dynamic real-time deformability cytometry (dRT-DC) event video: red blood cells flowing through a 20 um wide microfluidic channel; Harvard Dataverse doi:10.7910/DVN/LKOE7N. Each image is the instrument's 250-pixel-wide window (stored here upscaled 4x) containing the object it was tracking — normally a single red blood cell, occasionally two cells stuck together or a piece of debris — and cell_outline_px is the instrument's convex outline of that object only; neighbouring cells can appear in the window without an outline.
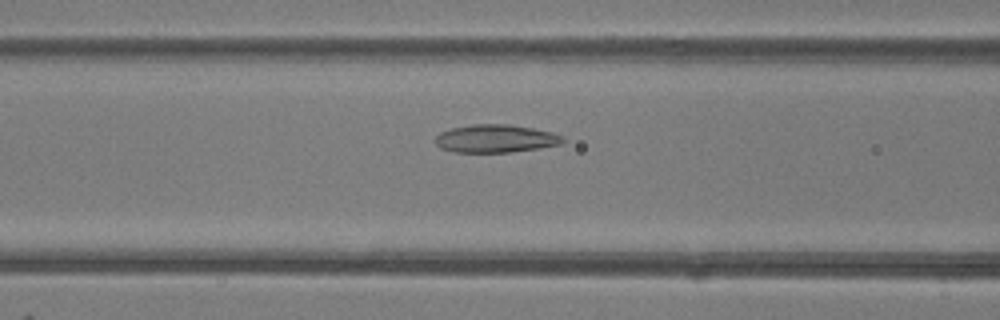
{"species": "common noctule bat (a hibernating species)", "species_latin": "Nyctalus noctula", "temperature_condition": "room temperature", "stored_images_in_passage": 50, "camera_frame_rate_fps": 3000, "um_per_image_px": 0.085, "animal": {"sex": "female"}, "frame": {"image": 1, "passage_image": 21, "time_ms": 6.667, "image_size_px": [1000, 320], "cell_outline_px": [[564, 144], [540, 148], [512, 152], [452, 152], [440, 148], [436, 144], [436, 136], [440, 132], [452, 128], [472, 124], [508, 124], [532, 128], [552, 132], [564, 136]], "centroid_in_image_um": [42.15, 11.78], "position_along_channel_um": 124.4, "area_um2": 20.92}}
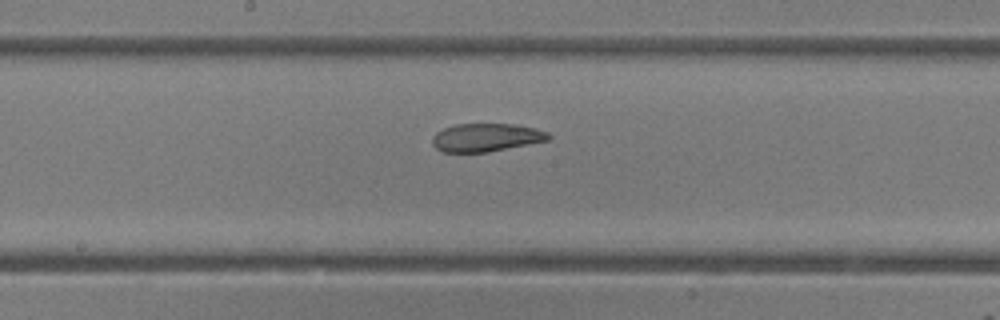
{"frame": {"image": 2, "passage_image": 27, "time_ms": 8.667, "image_size_px": [1000, 320], "cell_outline_px": [[552, 136], [548, 140], [488, 152], [444, 152], [436, 148], [432, 144], [432, 136], [436, 132], [444, 128], [456, 124], [520, 124], [536, 128], [548, 132]], "centroid_in_image_um": [41.33, 11.67], "position_along_channel_um": 206.9, "area_um2": 19.13}}
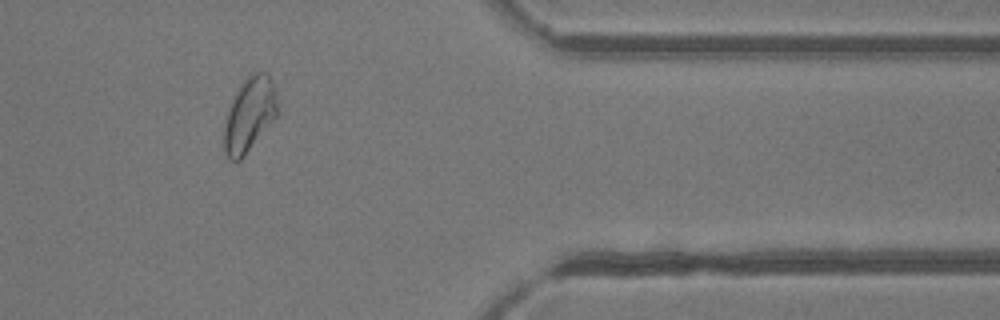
{"frame": {"image": 3, "passage_image": 42, "time_ms": 13.667, "image_size_px": [1000, 320], "cell_outline_px": [[276, 116], [244, 156], [236, 164], [224, 152], [224, 120], [232, 100], [240, 84], [248, 76], [256, 72], [268, 72], [276, 92]], "centroid_in_image_um": [21.17, 9.74], "position_along_channel_um": 390.2, "area_um2": 22.83}, "authors_computed_cell_mechanics": {"area_um2": 23.2645, "velocity_mm_per_s": 4.1105, "shape_relaxation_time_tau1_ms": 10.1865, "shape_relaxation_time_tau2_ms": 1.6706, "deformation_change_tau1": 0.2585, "deformation_change_tau2": 0.0709}}